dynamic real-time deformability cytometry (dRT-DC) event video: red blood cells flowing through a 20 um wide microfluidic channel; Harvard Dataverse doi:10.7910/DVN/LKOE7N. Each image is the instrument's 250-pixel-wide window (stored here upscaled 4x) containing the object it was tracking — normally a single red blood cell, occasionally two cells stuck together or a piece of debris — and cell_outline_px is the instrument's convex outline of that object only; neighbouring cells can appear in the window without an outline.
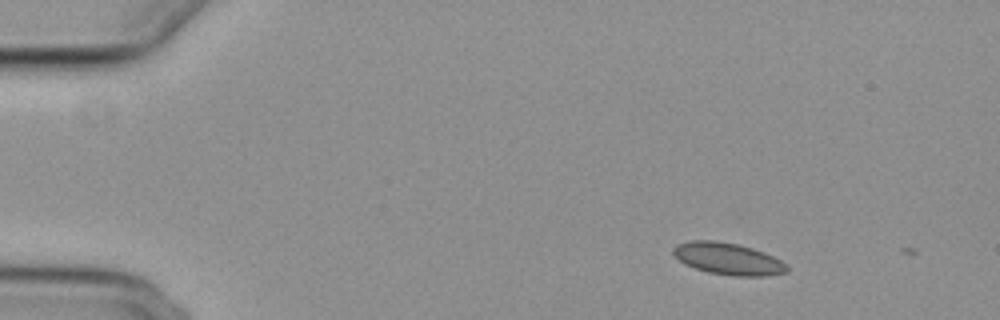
{"species": "common noctule bat (a hibernating species)", "species_latin": "Nyctalus noctula", "temperature_condition": "cold", "stored_images_in_passage": 2, "camera_frame_rate_fps": 3000, "um_per_image_px": 0.085, "animal": {"sex": "female", "body_mass_g": 29.2, "forearm_length_mm": 56.3}, "frame": {"image": 1, "passage_image": 1, "time_ms": 0.0, "image_size_px": [1000, 320], "cell_outline_px": [[788, 272], [768, 276], [732, 276], [708, 272], [684, 264], [672, 252], [672, 248], [676, 244], [688, 240], [716, 240], [740, 244], [764, 252], [780, 260], [788, 268]], "centroid_in_image_um": [61.86, 21.98], "position_along_channel_um": 23.1, "area_um2": 21.27}}